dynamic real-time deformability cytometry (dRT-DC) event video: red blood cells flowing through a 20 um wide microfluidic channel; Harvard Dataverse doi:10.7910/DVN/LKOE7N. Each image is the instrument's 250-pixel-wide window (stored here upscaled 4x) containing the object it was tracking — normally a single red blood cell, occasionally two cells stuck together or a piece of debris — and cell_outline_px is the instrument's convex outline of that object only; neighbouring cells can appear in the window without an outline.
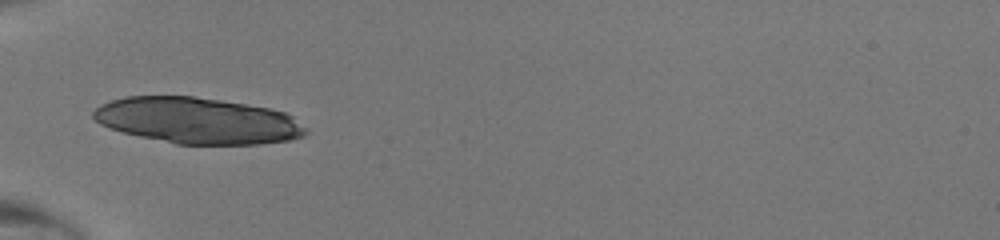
{"species": "human", "species_latin": "Homo sapiens", "temperature_condition": "room temperature", "stored_images_in_passage": 31, "camera_frame_rate_fps": 3000, "um_per_image_px": 0.085, "donor": {"sex": "male"}, "frame": {"image": 1, "passage_image": 1, "time_ms": 0.0, "image_size_px": [1000, 240], "cell_outline_px": [[308, 132], [304, 136], [292, 140], [260, 144], [176, 144], [140, 136], [124, 132], [100, 124], [92, 116], [92, 112], [100, 104], [124, 96], [192, 96], [220, 100], [272, 108], [284, 112], [292, 116], [308, 128]], "centroid_in_image_um": [16.84, 10.25], "position_along_channel_um": 68.2, "area_um2": 57.22}}
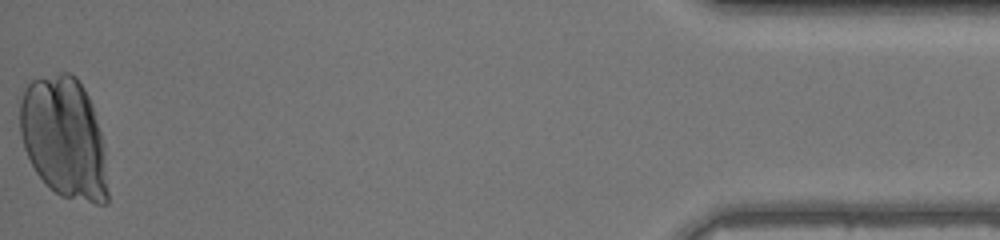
{"frame": {"image": 2, "passage_image": 31, "time_ms": 10.0, "image_size_px": [1000, 240], "cell_outline_px": [[108, 204], [96, 204], [60, 196], [36, 172], [24, 148], [20, 132], [20, 100], [24, 88], [32, 80], [60, 72], [72, 72], [76, 76], [84, 88], [92, 104], [100, 132], [104, 148], [108, 192]], "centroid_in_image_um": [5.45, 11.7], "position_along_channel_um": 429.7, "area_um2": 62.14}}